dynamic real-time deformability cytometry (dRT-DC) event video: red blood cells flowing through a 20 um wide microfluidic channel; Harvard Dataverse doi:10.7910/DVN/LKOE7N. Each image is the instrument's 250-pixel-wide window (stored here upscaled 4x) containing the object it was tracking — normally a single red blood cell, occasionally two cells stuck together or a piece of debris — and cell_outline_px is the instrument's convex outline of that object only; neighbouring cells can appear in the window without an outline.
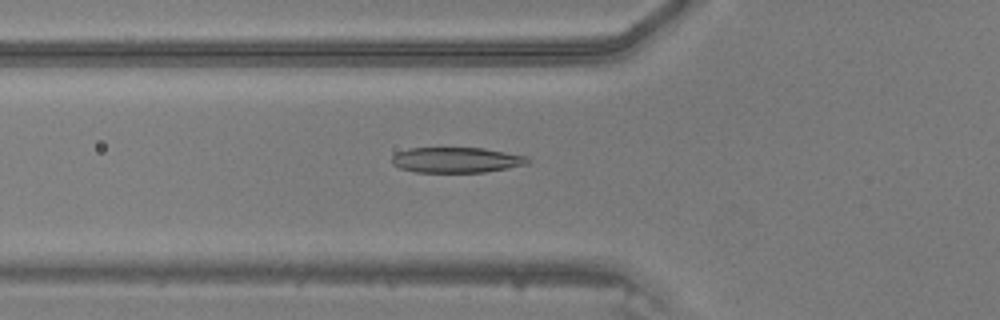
{"species": "common noctule bat (a hibernating species)", "species_latin": "Nyctalus noctula", "temperature_condition": "warm", "stored_images_in_passage": 41, "camera_frame_rate_fps": 3000, "um_per_image_px": 0.085, "animal": {"sex": "male", "body_mass_g": 20.5, "forearm_length_mm": 52.5}, "frame": {"image": 1, "passage_image": 11, "time_ms": 3.333, "image_size_px": [1000, 320], "cell_outline_px": [[532, 160], [528, 164], [508, 168], [484, 172], [416, 172], [400, 168], [392, 164], [392, 156], [396, 152], [412, 148], [484, 148], [528, 156]], "centroid_in_image_um": [38.83, 13.6], "position_along_channel_um": 87.0, "area_um2": 20.23}}
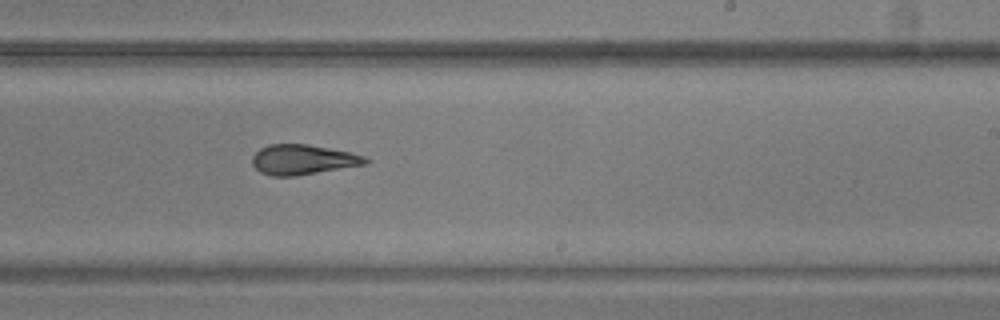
{"frame": {"image": 2, "passage_image": 23, "time_ms": 7.333, "image_size_px": [1000, 320], "cell_outline_px": [[372, 160], [368, 164], [296, 176], [272, 176], [260, 172], [252, 164], [252, 156], [260, 148], [268, 144], [308, 144], [348, 152], [364, 156]], "centroid_in_image_um": [25.75, 13.57], "position_along_channel_um": 263.2, "area_um2": 19.88}}
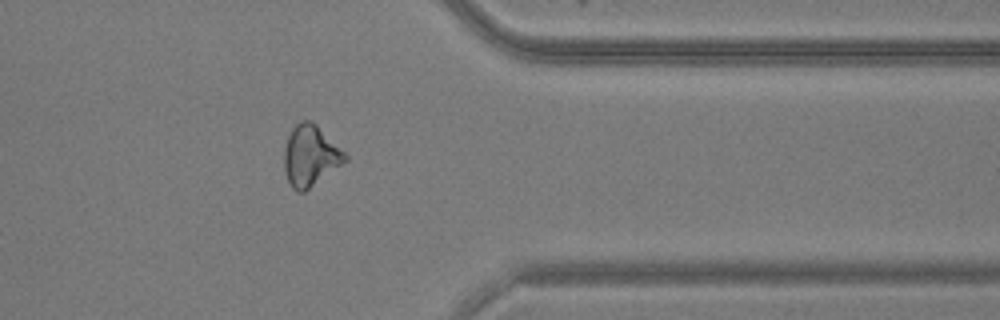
{"frame": {"image": 3, "passage_image": 32, "time_ms": 10.333, "image_size_px": [1000, 320], "cell_outline_px": [[348, 160], [304, 192], [296, 192], [292, 188], [288, 180], [284, 168], [284, 148], [288, 136], [292, 128], [300, 120], [312, 120], [348, 156]], "centroid_in_image_um": [26.36, 13.24], "position_along_channel_um": 385.0, "area_um2": 21.5}}